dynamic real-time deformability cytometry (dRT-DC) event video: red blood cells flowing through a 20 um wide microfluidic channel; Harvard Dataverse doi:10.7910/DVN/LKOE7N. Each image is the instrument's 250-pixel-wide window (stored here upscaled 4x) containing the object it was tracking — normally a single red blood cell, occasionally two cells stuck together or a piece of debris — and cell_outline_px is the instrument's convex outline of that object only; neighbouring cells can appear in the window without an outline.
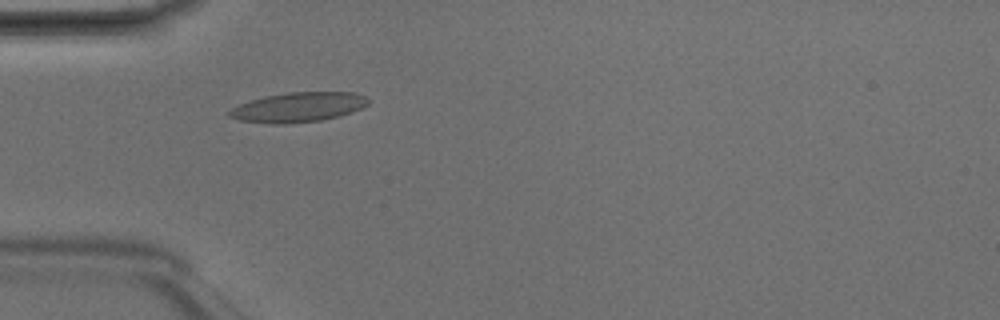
{"species": "Egyptian fruit bat (a non-hibernating species)", "species_latin": "Rousettus aegyptiacus", "temperature_condition": "room temperature", "stored_images_in_passage": 44, "camera_frame_rate_fps": 3000, "um_per_image_px": 0.085, "animal": {"sex": "male"}, "frame": {"image": 1, "passage_image": 10, "time_ms": 3.0, "image_size_px": [1000, 320], "cell_outline_px": [[368, 104], [352, 112], [340, 116], [320, 120], [284, 124], [272, 124], [240, 120], [228, 116], [228, 112], [232, 108], [240, 104], [264, 96], [288, 92], [356, 92], [368, 96]], "centroid_in_image_um": [25.38, 9.1], "position_along_channel_um": 59.6, "area_um2": 24.04}}
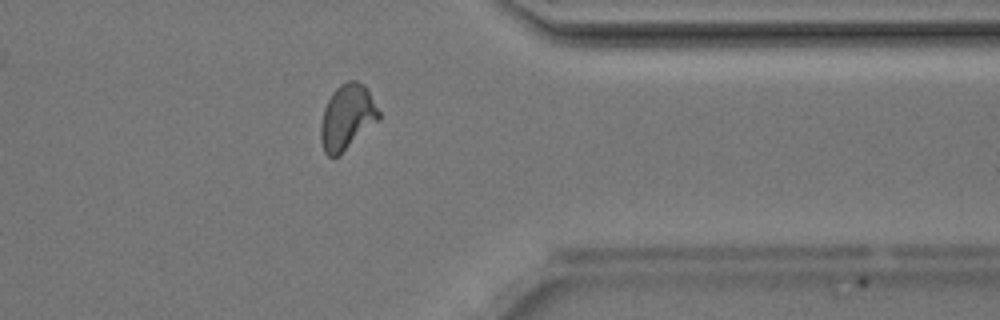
{"frame": {"image": 2, "passage_image": 34, "time_ms": 11.0, "image_size_px": [1000, 320], "cell_outline_px": [[380, 120], [340, 156], [328, 156], [324, 152], [320, 140], [320, 124], [324, 108], [332, 92], [340, 84], [348, 80], [356, 80], [364, 84], [368, 88], [380, 112]], "centroid_in_image_um": [29.52, 9.96], "position_along_channel_um": 381.9, "area_um2": 22.6}}
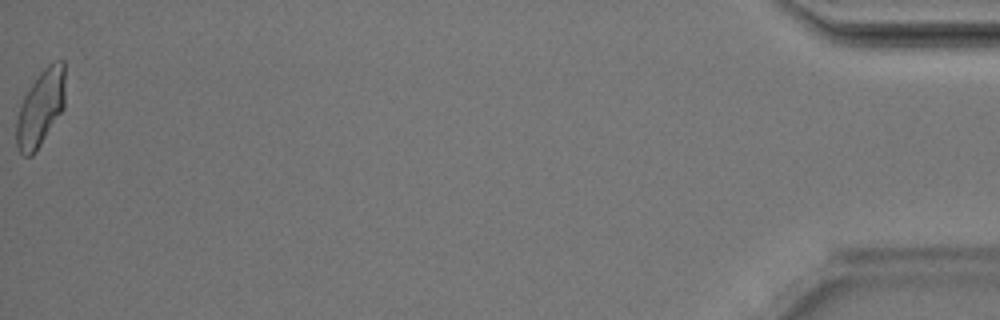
{"frame": {"image": 3, "passage_image": 44, "time_ms": 14.333, "image_size_px": [1000, 320], "cell_outline_px": [[64, 108], [36, 152], [32, 156], [24, 156], [20, 152], [16, 144], [16, 120], [20, 104], [24, 96], [40, 72], [48, 64], [56, 60], [64, 60]], "centroid_in_image_um": [3.44, 9.2], "position_along_channel_um": 431.8, "area_um2": 21.68}, "authors_computed_cell_mechanics": {"area_um2": 21.7906, "velocity_mm_per_s": 4.183, "shape_relaxation_time_tau1_ms": 5.5289, "shape_relaxation_time_tau2_ms": 1.2428, "deformation_change_tau1": 0.1636, "deformation_change_tau2": 0.0747}}